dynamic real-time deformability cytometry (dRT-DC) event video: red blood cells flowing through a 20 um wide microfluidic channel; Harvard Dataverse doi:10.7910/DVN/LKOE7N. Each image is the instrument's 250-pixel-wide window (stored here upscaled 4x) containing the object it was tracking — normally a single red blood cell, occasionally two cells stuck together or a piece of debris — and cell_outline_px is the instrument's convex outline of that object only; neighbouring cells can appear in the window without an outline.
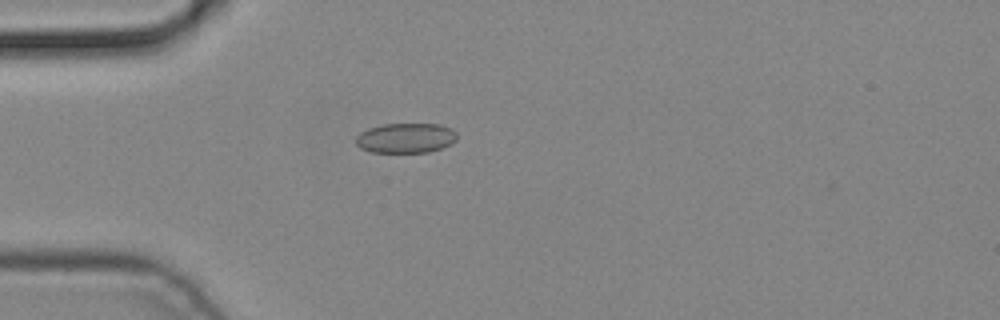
{"species": "common noctule bat (a hibernating species)", "species_latin": "Nyctalus noctula", "temperature_condition": "cold", "stored_images_in_passage": 4, "camera_frame_rate_fps": 3000, "um_per_image_px": 0.085, "animal": {"sex": "male", "body_mass_g": 19.2, "forearm_length_mm": 51.8}, "frame": {"image": 1, "passage_image": 4, "time_ms": 1.0, "image_size_px": [1000, 320], "cell_outline_px": [[456, 140], [452, 144], [428, 152], [372, 152], [360, 148], [356, 144], [356, 136], [360, 132], [368, 128], [384, 124], [440, 124], [452, 128], [456, 132]], "centroid_in_image_um": [34.49, 11.72], "position_along_channel_um": 50.5, "area_um2": 17.69}}